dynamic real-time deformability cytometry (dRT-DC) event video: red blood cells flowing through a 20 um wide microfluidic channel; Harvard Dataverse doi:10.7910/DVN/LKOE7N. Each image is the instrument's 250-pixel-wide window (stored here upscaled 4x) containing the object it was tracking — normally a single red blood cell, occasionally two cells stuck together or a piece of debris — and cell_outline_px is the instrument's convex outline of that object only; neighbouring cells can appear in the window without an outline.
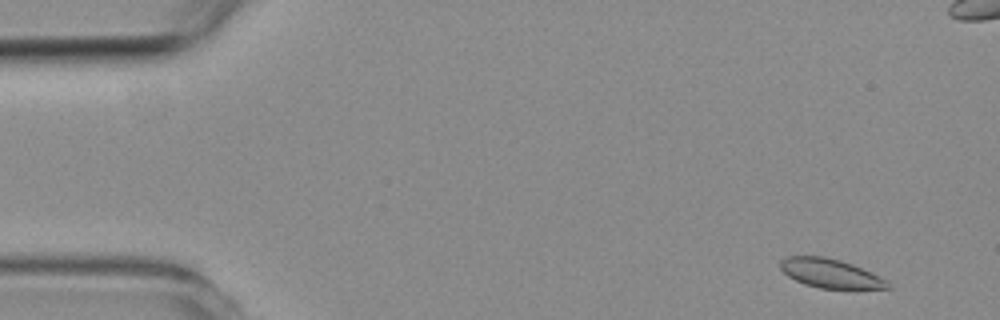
{"species": "common noctule bat (a hibernating species)", "species_latin": "Nyctalus noctula", "temperature_condition": "room temperature", "stored_images_in_passage": 5, "camera_frame_rate_fps": 3000, "um_per_image_px": 0.085, "animal": {"sex": "female", "body_mass_g": 19.3, "forearm_length_mm": 54.1}, "frame": {"image": 1, "passage_image": 1, "time_ms": 0.0, "image_size_px": [1000, 320], "cell_outline_px": [[892, 288], [820, 288], [804, 284], [788, 276], [780, 268], [780, 260], [784, 256], [824, 256], [840, 260], [852, 264], [884, 280]], "centroid_in_image_um": [70.47, 23.21], "position_along_channel_um": 14.5, "area_um2": 17.69}}
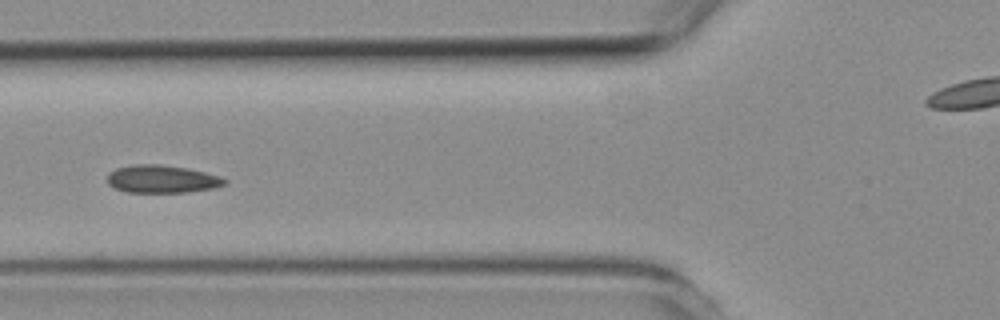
{"frame": {"image": 2, "passage_image": 5, "time_ms": 5.333, "image_size_px": [1000, 320], "cell_outline_px": [[228, 180], [224, 184], [212, 188], [188, 192], [124, 192], [108, 184], [108, 172], [116, 168], [132, 164], [160, 164], [188, 168], [220, 176]], "centroid_in_image_um": [13.74, 15.21], "position_along_channel_um": 112.1, "area_um2": 19.02}}